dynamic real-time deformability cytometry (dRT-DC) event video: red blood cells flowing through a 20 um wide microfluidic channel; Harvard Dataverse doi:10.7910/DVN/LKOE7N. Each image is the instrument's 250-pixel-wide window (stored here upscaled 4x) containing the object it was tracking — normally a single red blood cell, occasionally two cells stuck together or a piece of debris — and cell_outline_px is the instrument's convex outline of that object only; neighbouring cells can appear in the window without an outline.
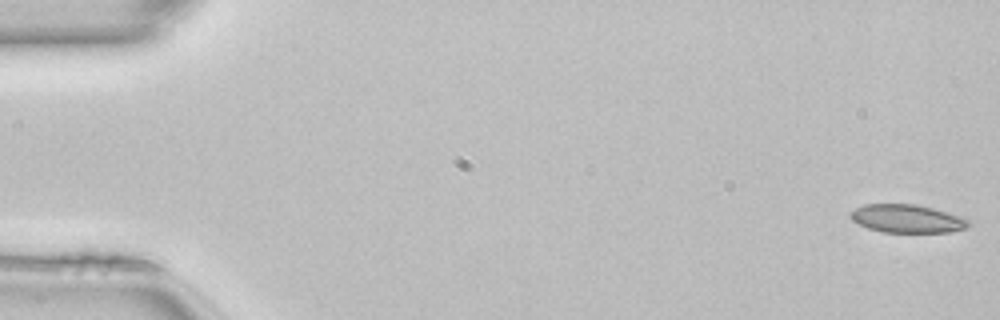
{"species": "common noctule bat (a hibernating species)", "species_latin": "Nyctalus noctula", "temperature_condition": "room temperature", "stored_images_in_passage": 9, "camera_frame_rate_fps": 3000, "um_per_image_px": 0.085, "animal": {"sex": "female", "body_mass_g": 22.7, "forearm_length_mm": 54.2}, "frame": {"image": 1, "passage_image": 1, "time_ms": 0.0, "image_size_px": [1000, 320], "cell_outline_px": [[972, 224], [968, 228], [948, 232], [880, 232], [868, 228], [852, 220], [848, 216], [856, 208], [864, 204], [916, 204], [932, 208], [960, 216], [968, 220]], "centroid_in_image_um": [77.11, 18.59], "position_along_channel_um": 7.9, "area_um2": 19.36}}